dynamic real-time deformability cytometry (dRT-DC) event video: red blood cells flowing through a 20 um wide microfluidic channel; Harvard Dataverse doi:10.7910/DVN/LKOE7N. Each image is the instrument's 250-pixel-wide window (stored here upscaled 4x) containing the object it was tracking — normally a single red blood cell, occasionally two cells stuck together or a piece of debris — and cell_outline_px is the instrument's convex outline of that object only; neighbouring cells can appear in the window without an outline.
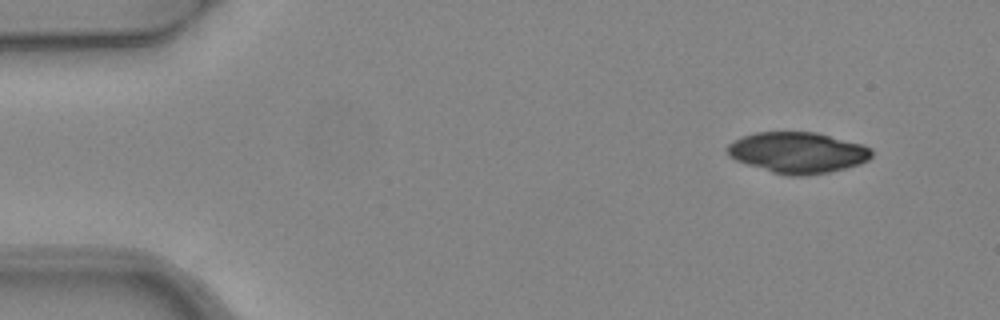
{"species": "common noctule bat (a hibernating species)", "species_latin": "Nyctalus noctula", "temperature_condition": "warm", "stored_images_in_passage": 3, "camera_frame_rate_fps": 3000, "um_per_image_px": 0.085, "animal": {"sex": "female", "body_mass_g": 24.6, "forearm_length_mm": 56.2}, "frame": {"image": 1, "passage_image": 1, "time_ms": 0.0, "image_size_px": [1000, 320], "cell_outline_px": [[872, 156], [868, 160], [860, 164], [828, 172], [800, 176], [788, 176], [772, 172], [736, 160], [728, 156], [724, 148], [728, 144], [744, 136], [756, 132], [816, 132], [860, 144], [872, 148]], "centroid_in_image_um": [67.78, 12.97], "position_along_channel_um": 17.2, "area_um2": 34.28}}